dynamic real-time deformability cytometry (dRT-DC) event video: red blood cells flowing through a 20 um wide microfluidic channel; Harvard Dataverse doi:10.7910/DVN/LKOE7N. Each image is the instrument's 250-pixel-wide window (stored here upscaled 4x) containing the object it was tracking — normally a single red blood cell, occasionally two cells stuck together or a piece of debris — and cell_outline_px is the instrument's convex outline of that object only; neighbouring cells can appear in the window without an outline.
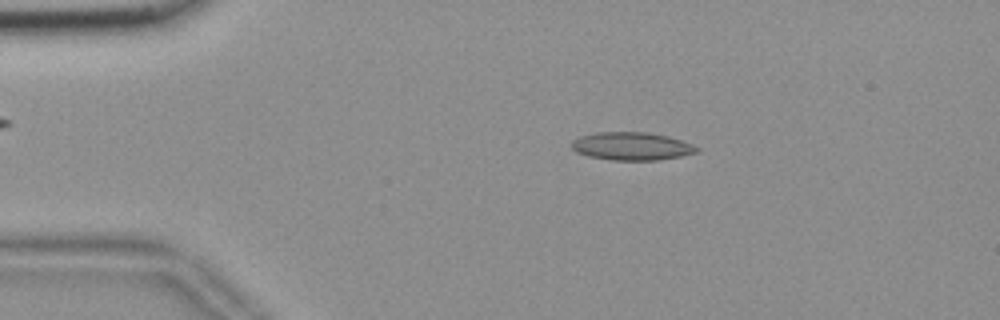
{"species": "common noctule bat (a hibernating species)", "species_latin": "Nyctalus noctula", "temperature_condition": "room temperature", "stored_images_in_passage": 53, "camera_frame_rate_fps": 3000, "um_per_image_px": 0.085, "animal": {"sex": "female", "body_mass_g": 18.4}, "frame": {"image": 1, "passage_image": 9, "time_ms": 2.667, "image_size_px": [1000, 320], "cell_outline_px": [[700, 148], [696, 152], [680, 156], [660, 160], [612, 160], [588, 156], [576, 152], [572, 148], [572, 140], [580, 136], [596, 132], [648, 132], [668, 136], [692, 144]], "centroid_in_image_um": [53.68, 12.42], "position_along_channel_um": 31.3, "area_um2": 20.4}}
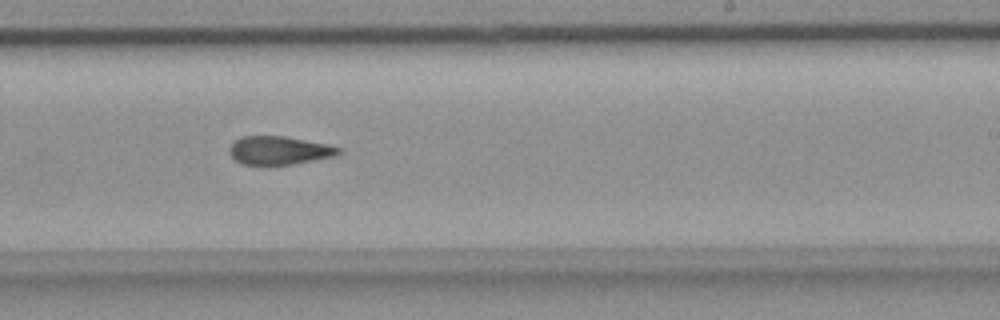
{"frame": {"image": 2, "passage_image": 32, "time_ms": 10.333, "image_size_px": [1000, 320], "cell_outline_px": [[344, 148], [336, 156], [292, 164], [244, 164], [236, 160], [228, 152], [228, 148], [240, 136], [284, 136], [328, 144]], "centroid_in_image_um": [23.76, 12.77], "position_along_channel_um": 265.2, "area_um2": 17.98}}
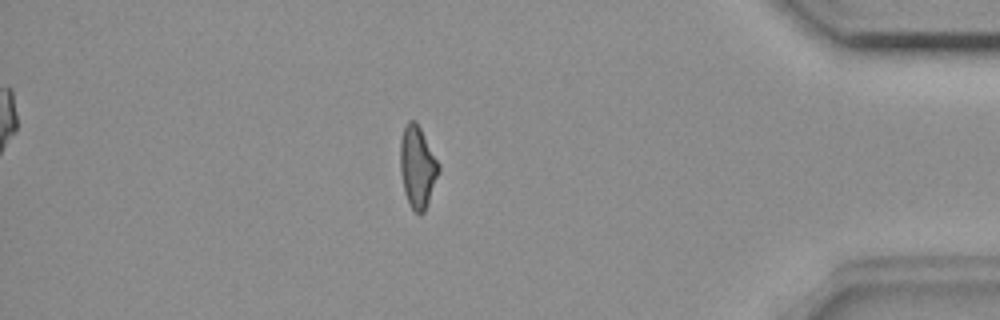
{"frame": {"image": 3, "passage_image": 46, "time_ms": 15.0, "image_size_px": [1000, 320], "cell_outline_px": [[440, 168], [424, 212], [416, 212], [412, 208], [404, 192], [400, 172], [400, 140], [404, 128], [408, 120], [416, 120], [440, 164]], "centroid_in_image_um": [35.47, 14.13], "position_along_channel_um": 399.7, "area_um2": 18.09}, "authors_computed_cell_mechanics": {"area_um2": 18.9584, "velocity_mm_per_s": 3.6866, "shape_relaxation_time_tau1_ms": null, "shape_relaxation_time_tau2_ms": 3.2479, "deformation_change_tau1": null, "deformation_change_tau2": 0.1084}}